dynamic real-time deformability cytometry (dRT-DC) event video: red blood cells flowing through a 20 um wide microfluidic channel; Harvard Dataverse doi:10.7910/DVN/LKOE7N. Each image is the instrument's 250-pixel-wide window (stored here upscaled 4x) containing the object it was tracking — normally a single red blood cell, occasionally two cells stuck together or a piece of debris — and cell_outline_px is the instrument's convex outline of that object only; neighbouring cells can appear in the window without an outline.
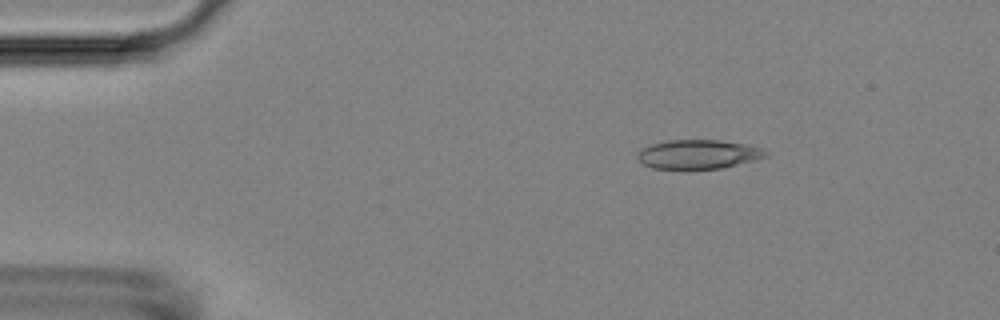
{"species": "Egyptian fruit bat (a non-hibernating species)", "species_latin": "Rousettus aegyptiacus", "temperature_condition": "room temperature", "stored_images_in_passage": 11, "camera_frame_rate_fps": 3000, "um_per_image_px": 0.085, "animal": {"sex": "female"}, "frame": {"image": 1, "passage_image": 1, "time_ms": 0.0, "image_size_px": [1000, 320], "cell_outline_px": [[768, 156], [724, 168], [684, 172], [680, 172], [652, 168], [644, 164], [636, 156], [636, 152], [640, 148], [652, 144], [668, 140], [720, 140], [748, 144], [764, 148], [768, 152]], "centroid_in_image_um": [59.32, 13.16], "position_along_channel_um": 25.7, "area_um2": 22.89}}
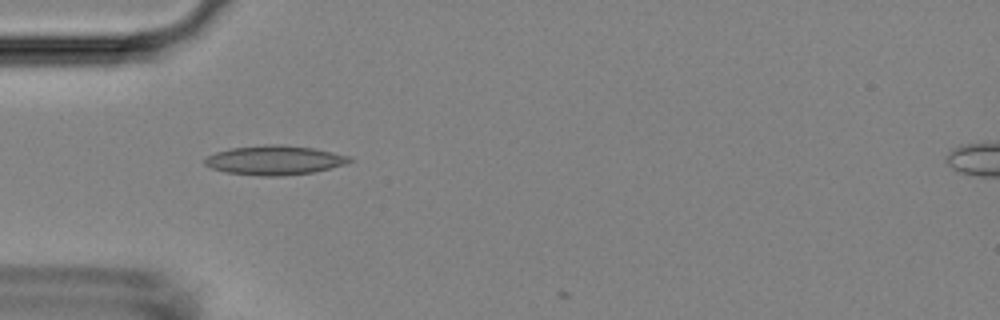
{"frame": {"image": 2, "passage_image": 9, "time_ms": 2.667, "image_size_px": [1000, 320], "cell_outline_px": [[352, 160], [344, 164], [312, 172], [280, 176], [260, 176], [224, 172], [212, 168], [204, 164], [204, 160], [208, 156], [216, 152], [228, 148], [264, 144], [280, 144], [312, 148], [352, 156]], "centroid_in_image_um": [23.29, 13.61], "position_along_channel_um": 61.7, "area_um2": 24.68}}